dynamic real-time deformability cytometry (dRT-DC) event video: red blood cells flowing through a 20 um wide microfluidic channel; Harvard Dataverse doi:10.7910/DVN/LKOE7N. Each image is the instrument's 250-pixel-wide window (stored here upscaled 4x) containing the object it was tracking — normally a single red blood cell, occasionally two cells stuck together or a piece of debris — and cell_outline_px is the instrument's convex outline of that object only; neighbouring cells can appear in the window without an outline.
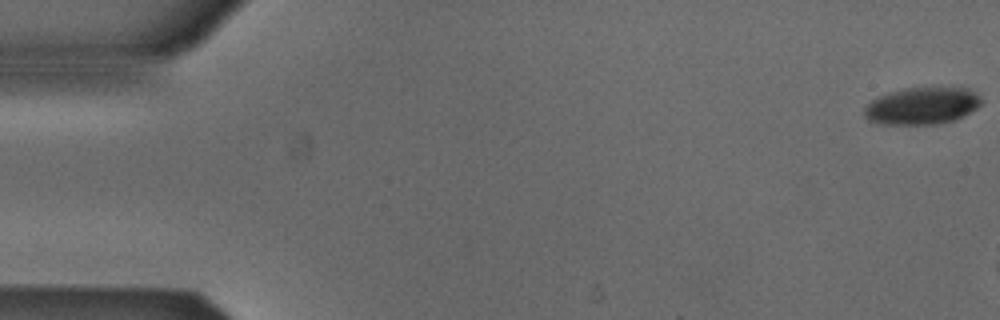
{"species": "Egyptian fruit bat (a non-hibernating species)", "species_latin": "Rousettus aegyptiacus", "temperature_condition": "cold", "stored_images_in_passage": 8, "camera_frame_rate_fps": 3000, "um_per_image_px": 0.085, "animal": {"sex": "male"}, "frame": {"image": 1, "passage_image": 1, "time_ms": 0.0, "image_size_px": [1000, 320], "cell_outline_px": [[980, 104], [976, 108], [952, 120], [936, 124], [884, 124], [868, 120], [864, 116], [864, 108], [872, 100], [880, 96], [904, 88], [968, 88], [980, 96]], "centroid_in_image_um": [78.34, 9.0], "position_along_channel_um": 6.7, "area_um2": 24.74}}